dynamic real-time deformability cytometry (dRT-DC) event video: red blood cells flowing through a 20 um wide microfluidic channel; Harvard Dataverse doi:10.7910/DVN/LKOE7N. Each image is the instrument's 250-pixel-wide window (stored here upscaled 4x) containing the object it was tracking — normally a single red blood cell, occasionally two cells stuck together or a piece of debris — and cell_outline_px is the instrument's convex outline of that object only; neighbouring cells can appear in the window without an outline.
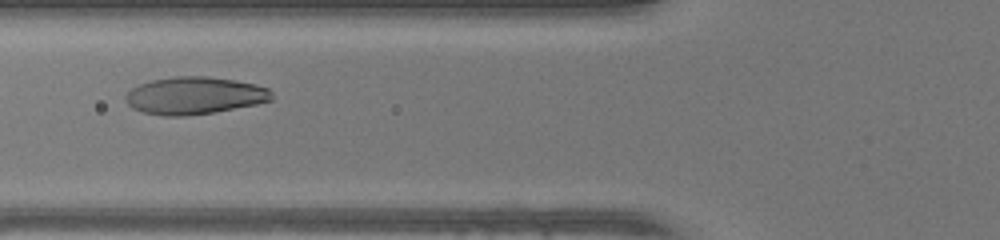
{"species": "human", "species_latin": "Homo sapiens", "temperature_condition": "warm", "stored_images_in_passage": 14, "camera_frame_rate_fps": 3000, "um_per_image_px": 0.085, "donor": {"sex": "female"}, "frame": {"image": 1, "passage_image": 5, "time_ms": 1.333, "image_size_px": [1000, 240], "cell_outline_px": [[272, 100], [256, 104], [212, 112], [184, 116], [164, 116], [144, 112], [132, 108], [124, 100], [124, 96], [132, 88], [140, 84], [152, 80], [176, 76], [208, 76], [236, 80], [256, 84], [268, 88], [272, 92]], "centroid_in_image_um": [16.53, 8.11], "position_along_channel_um": 109.3, "area_um2": 31.79}}
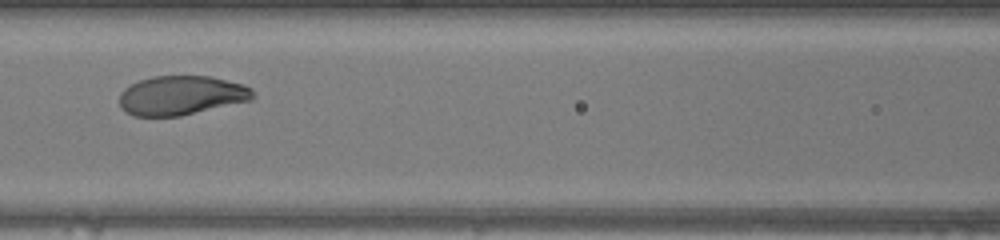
{"frame": {"image": 2, "passage_image": 8, "time_ms": 2.333, "image_size_px": [1000, 240], "cell_outline_px": [[256, 96], [252, 100], [180, 116], [132, 116], [120, 108], [120, 92], [124, 88], [140, 80], [152, 76], [208, 76], [244, 84], [252, 88]], "centroid_in_image_um": [15.42, 8.11], "position_along_channel_um": 151.2, "area_um2": 30.69}}